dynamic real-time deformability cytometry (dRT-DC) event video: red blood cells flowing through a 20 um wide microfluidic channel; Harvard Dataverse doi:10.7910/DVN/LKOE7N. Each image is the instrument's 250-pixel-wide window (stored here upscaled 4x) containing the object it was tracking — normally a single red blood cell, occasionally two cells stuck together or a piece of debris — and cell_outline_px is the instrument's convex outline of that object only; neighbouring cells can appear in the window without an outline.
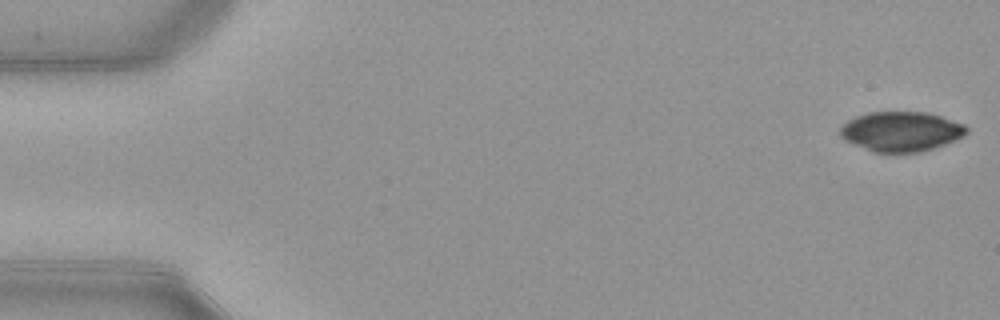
{"species": "common noctule bat (a hibernating species)", "species_latin": "Nyctalus noctula", "temperature_condition": "warm", "stored_images_in_passage": 52, "camera_frame_rate_fps": 3000, "um_per_image_px": 0.085, "animal": {"sex": "female", "body_mass_g": 21.9}, "frame": {"image": 1, "passage_image": 1, "time_ms": 0.0, "image_size_px": [1000, 320], "cell_outline_px": [[968, 132], [964, 136], [956, 140], [920, 152], [872, 152], [844, 140], [840, 136], [840, 128], [848, 120], [856, 116], [868, 112], [928, 112], [964, 124], [968, 128]], "centroid_in_image_um": [76.59, 11.17], "position_along_channel_um": 8.4, "area_um2": 29.3}}
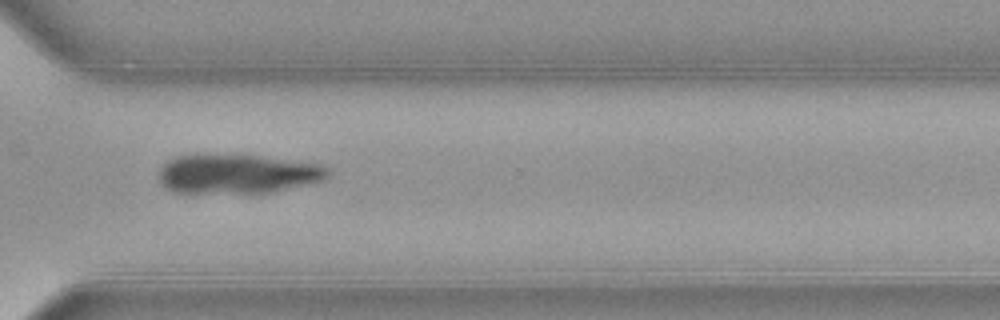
{"frame": {"image": 2, "passage_image": 38, "time_ms": 12.333, "image_size_px": [1000, 320], "cell_outline_px": [[328, 176], [324, 180], [272, 192], [172, 192], [160, 184], [160, 168], [168, 160], [176, 156], [200, 152], [260, 156], [300, 160], [320, 164], [328, 168]], "centroid_in_image_um": [20.16, 14.73], "position_along_channel_um": 350.4, "area_um2": 39.3}}
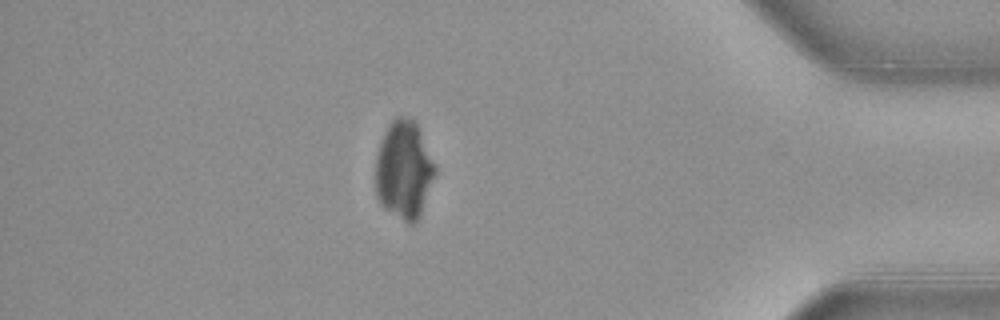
{"frame": {"image": 3, "passage_image": 45, "time_ms": 14.667, "image_size_px": [1000, 320], "cell_outline_px": [[436, 172], [420, 212], [416, 220], [412, 224], [408, 224], [384, 208], [380, 204], [376, 196], [376, 156], [384, 132], [388, 124], [396, 116], [400, 116], [416, 120], [436, 164]], "centroid_in_image_um": [34.33, 14.4], "position_along_channel_um": 400.9, "area_um2": 34.04}}